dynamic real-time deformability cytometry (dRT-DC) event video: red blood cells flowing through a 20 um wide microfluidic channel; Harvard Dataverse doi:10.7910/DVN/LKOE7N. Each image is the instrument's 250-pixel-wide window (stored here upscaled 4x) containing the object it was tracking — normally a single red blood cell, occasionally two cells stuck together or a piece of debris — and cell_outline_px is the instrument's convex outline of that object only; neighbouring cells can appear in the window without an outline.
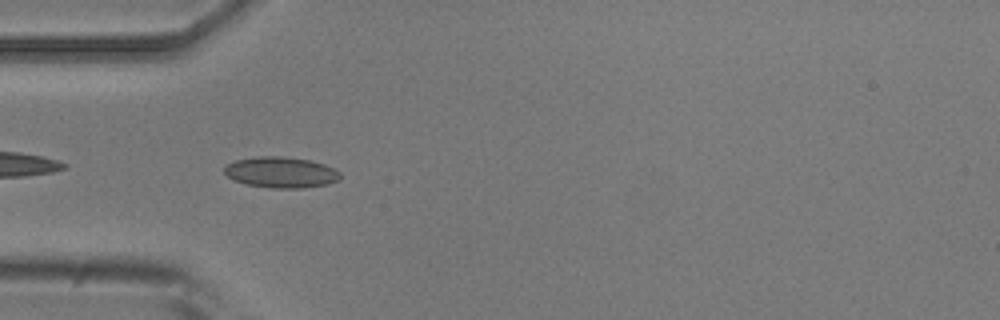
{"species": "common noctule bat (a hibernating species)", "species_latin": "Nyctalus noctula", "temperature_condition": "room temperature", "stored_images_in_passage": 40, "camera_frame_rate_fps": 3000, "um_per_image_px": 0.085, "animal": {"sex": "male", "body_mass_g": 20.5, "forearm_length_mm": 52.5}, "frame": {"image": 1, "passage_image": 2, "time_ms": 0.333, "image_size_px": [1000, 320], "cell_outline_px": [[340, 180], [328, 184], [304, 188], [272, 188], [248, 184], [236, 180], [228, 176], [224, 172], [224, 168], [228, 164], [236, 160], [260, 156], [280, 156], [308, 160], [324, 164], [340, 172]], "centroid_in_image_um": [23.92, 14.65], "position_along_channel_um": 61.1, "area_um2": 20.63}}
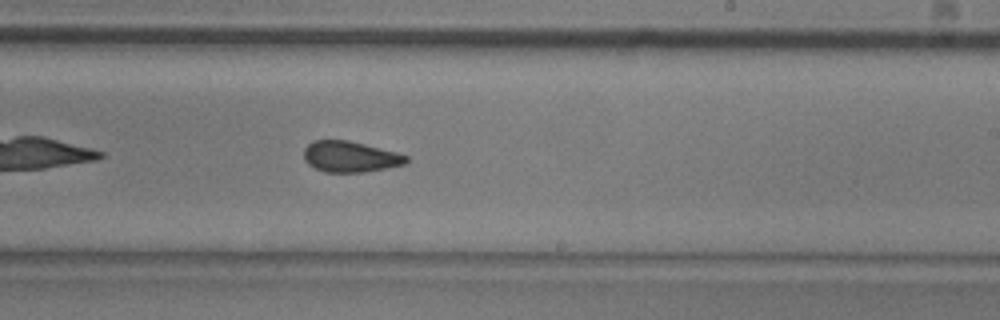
{"frame": {"image": 2, "passage_image": 18, "time_ms": 5.667, "image_size_px": [1000, 320], "cell_outline_px": [[408, 164], [364, 172], [324, 172], [308, 164], [304, 160], [304, 148], [312, 140], [348, 140], [396, 152], [408, 156]], "centroid_in_image_um": [29.76, 13.32], "position_along_channel_um": 259.2, "area_um2": 18.5}}
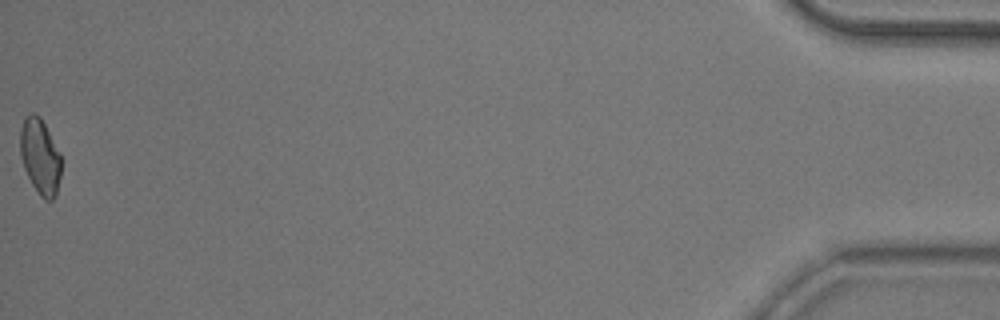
{"frame": {"image": 3, "passage_image": 40, "time_ms": 13.0, "image_size_px": [1000, 320], "cell_outline_px": [[60, 176], [56, 196], [52, 200], [44, 200], [40, 196], [32, 184], [24, 168], [20, 156], [20, 128], [24, 116], [28, 112], [32, 112], [40, 116], [60, 156]], "centroid_in_image_um": [3.37, 13.29], "position_along_channel_um": 431.8, "area_um2": 17.92}, "authors_computed_cell_mechanics": {"area_um2": 18.6694, "velocity_mm_per_s": 3.7253, "shape_relaxation_time_tau1_ms": 9.2856, "shape_relaxation_time_tau2_ms": 1.5886, "deformation_change_tau1": 0.1291, "deformation_change_tau2": 0.0815}}